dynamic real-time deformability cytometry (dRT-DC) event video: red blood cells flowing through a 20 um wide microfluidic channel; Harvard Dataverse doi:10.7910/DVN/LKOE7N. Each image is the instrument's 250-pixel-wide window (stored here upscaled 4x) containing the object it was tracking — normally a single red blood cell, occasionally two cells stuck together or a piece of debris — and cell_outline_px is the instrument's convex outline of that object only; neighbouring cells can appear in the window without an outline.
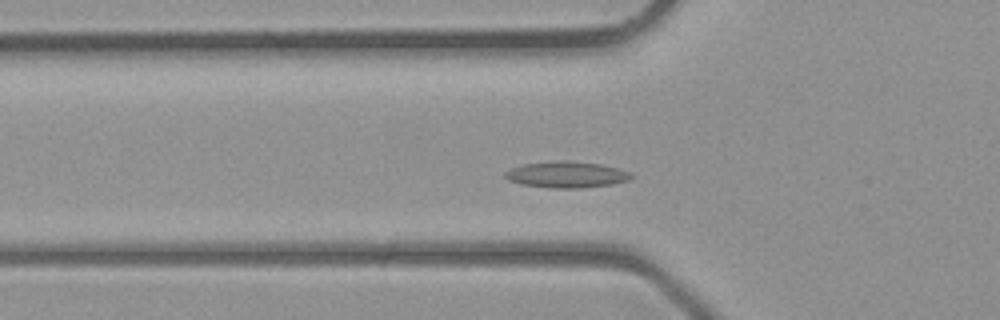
{"species": "common noctule bat (a hibernating species)", "species_latin": "Nyctalus noctula", "temperature_condition": "room temperature", "stored_images_in_passage": 38, "camera_frame_rate_fps": 3000, "um_per_image_px": 0.085, "animal": {"sex": "male", "body_mass_g": 23.1, "forearm_length_mm": 52.7}, "frame": {"image": 1, "passage_image": 11, "time_ms": 3.333, "image_size_px": [1000, 320], "cell_outline_px": [[636, 176], [628, 180], [612, 184], [584, 188], [552, 188], [520, 184], [508, 180], [504, 176], [504, 172], [512, 168], [524, 164], [556, 160], [568, 160], [600, 164], [632, 172]], "centroid_in_image_um": [48.17, 14.84], "position_along_channel_um": 77.6, "area_um2": 19.48}}
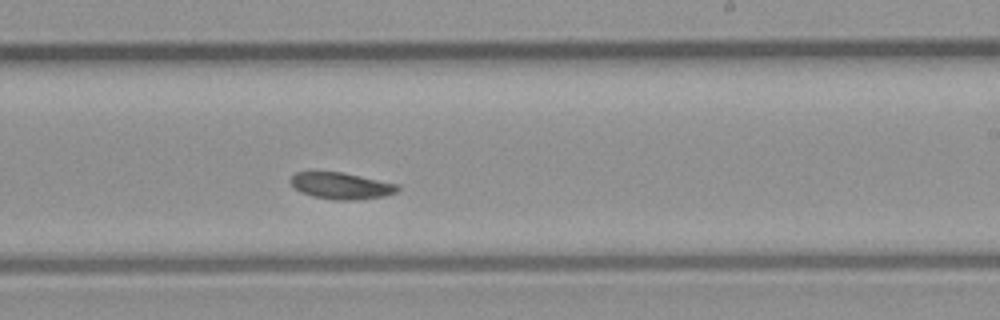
{"frame": {"image": 2, "passage_image": 22, "time_ms": 7.0, "image_size_px": [1000, 320], "cell_outline_px": [[400, 188], [396, 192], [384, 196], [356, 200], [332, 200], [312, 196], [300, 192], [288, 180], [296, 172], [344, 172], [396, 184]], "centroid_in_image_um": [28.98, 15.8], "position_along_channel_um": 260.0, "area_um2": 16.53}}
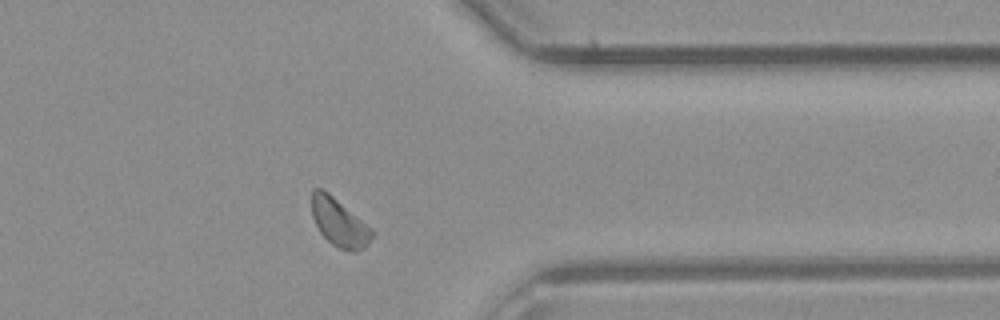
{"frame": {"image": 3, "passage_image": 30, "time_ms": 9.667, "image_size_px": [1000, 320], "cell_outline_px": [[376, 232], [364, 248], [356, 252], [352, 252], [340, 248], [332, 244], [320, 232], [312, 216], [312, 188], [320, 188], [328, 192], [372, 228]], "centroid_in_image_um": [28.85, 18.92], "position_along_channel_um": 382.6, "area_um2": 16.76}}